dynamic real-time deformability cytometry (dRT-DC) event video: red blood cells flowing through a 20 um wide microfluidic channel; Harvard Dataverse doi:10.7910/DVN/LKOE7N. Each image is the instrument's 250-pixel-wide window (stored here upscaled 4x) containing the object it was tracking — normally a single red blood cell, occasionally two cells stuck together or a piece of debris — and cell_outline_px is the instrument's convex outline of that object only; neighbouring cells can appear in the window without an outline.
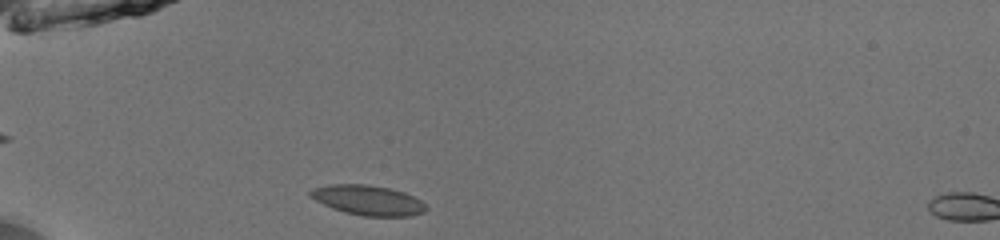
{"species": "common noctule bat (a hibernating species)", "species_latin": "Nyctalus noctula", "temperature_condition": "room temperature", "stored_images_in_passage": 8, "camera_frame_rate_fps": 3000, "um_per_image_px": 0.085, "animal": {"sex": "male", "body_mass_g": 13.0, "forearm_length_mm": 53.1}, "frame": {"image": 1, "passage_image": 1, "time_ms": 0.0, "image_size_px": [1000, 240], "cell_outline_px": [[428, 208], [424, 212], [412, 216], [364, 216], [344, 212], [332, 208], [308, 196], [308, 192], [312, 188], [328, 184], [368, 184], [388, 188], [404, 192], [420, 200]], "centroid_in_image_um": [31.25, 17.01], "position_along_channel_um": 53.7, "area_um2": 20.23}}
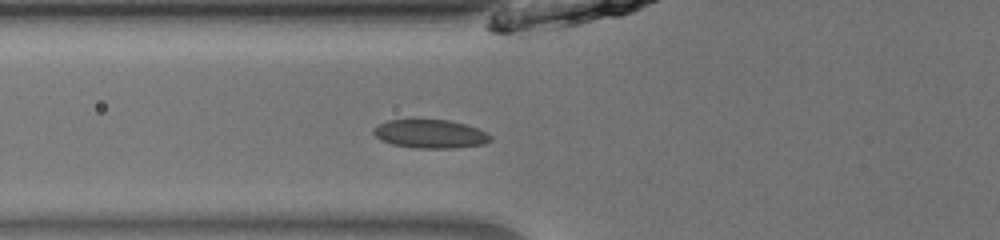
{"frame": {"image": 2, "passage_image": 5, "time_ms": 1.333, "image_size_px": [1000, 240], "cell_outline_px": [[492, 140], [484, 144], [456, 148], [416, 148], [392, 144], [380, 140], [372, 132], [380, 124], [388, 120], [448, 120], [464, 124], [476, 128], [492, 136]], "centroid_in_image_um": [36.59, 11.39], "position_along_channel_um": 89.2, "area_um2": 19.25}}
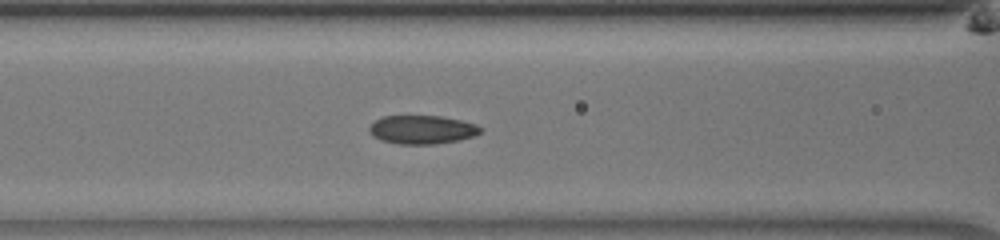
{"frame": {"image": 3, "passage_image": 8, "time_ms": 2.333, "image_size_px": [1000, 240], "cell_outline_px": [[484, 128], [480, 132], [472, 136], [460, 140], [436, 144], [400, 144], [380, 140], [372, 136], [368, 132], [368, 128], [376, 120], [384, 116], [440, 116], [460, 120], [476, 124]], "centroid_in_image_um": [35.87, 11.02], "position_along_channel_um": 130.7, "area_um2": 18.55}}